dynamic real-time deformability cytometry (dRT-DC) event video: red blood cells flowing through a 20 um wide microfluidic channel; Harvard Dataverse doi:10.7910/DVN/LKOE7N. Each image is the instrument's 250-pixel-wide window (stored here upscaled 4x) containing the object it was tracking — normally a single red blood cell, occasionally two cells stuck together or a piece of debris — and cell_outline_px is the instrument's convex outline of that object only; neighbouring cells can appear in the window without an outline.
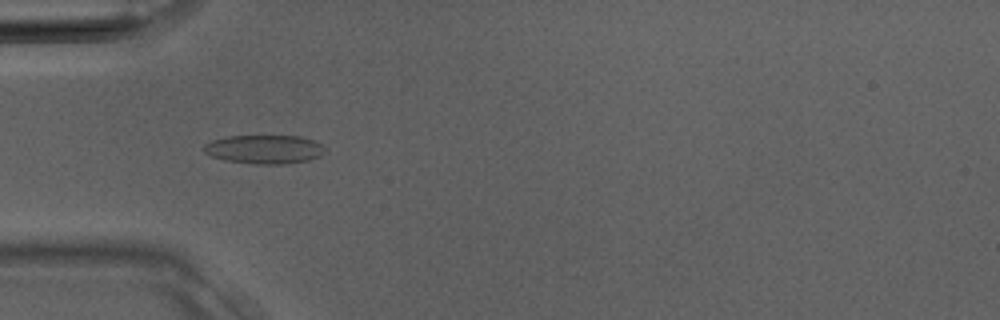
{"species": "Egyptian fruit bat (a non-hibernating species)", "species_latin": "Rousettus aegyptiacus", "temperature_condition": "room temperature", "stored_images_in_passage": 34, "camera_frame_rate_fps": 3000, "um_per_image_px": 0.085, "animal": {"sex": "male"}, "frame": {"image": 1, "passage_image": 9, "time_ms": 2.667, "image_size_px": [1000, 320], "cell_outline_px": [[328, 148], [320, 156], [308, 160], [284, 164], [252, 164], [224, 160], [212, 156], [204, 152], [204, 144], [212, 140], [228, 136], [300, 136], [312, 140]], "centroid_in_image_um": [22.47, 12.69], "position_along_channel_um": 62.5, "area_um2": 20.35}}
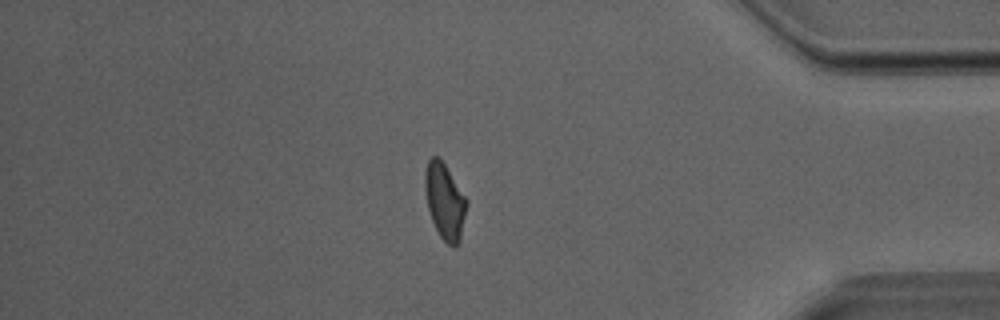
{"frame": {"image": 2, "passage_image": 29, "time_ms": 9.333, "image_size_px": [1000, 320], "cell_outline_px": [[468, 200], [460, 240], [456, 248], [452, 248], [440, 236], [432, 220], [428, 208], [424, 188], [424, 172], [428, 160], [432, 156], [436, 156], [444, 164]], "centroid_in_image_um": [37.8, 17.12], "position_along_channel_um": 397.4, "area_um2": 18.32}}
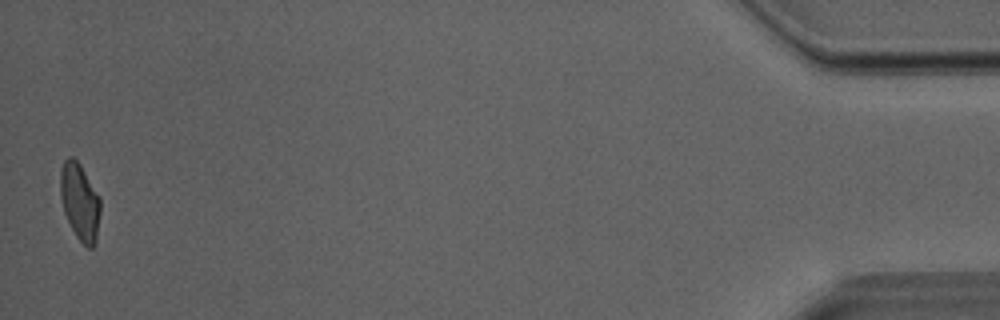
{"frame": {"image": 3, "passage_image": 34, "time_ms": 11.0, "image_size_px": [1000, 320], "cell_outline_px": [[100, 212], [96, 240], [92, 248], [88, 248], [76, 236], [64, 212], [60, 196], [60, 172], [64, 160], [68, 156], [72, 156], [80, 164], [100, 196]], "centroid_in_image_um": [6.79, 17.12], "position_along_channel_um": 428.4, "area_um2": 17.92}}